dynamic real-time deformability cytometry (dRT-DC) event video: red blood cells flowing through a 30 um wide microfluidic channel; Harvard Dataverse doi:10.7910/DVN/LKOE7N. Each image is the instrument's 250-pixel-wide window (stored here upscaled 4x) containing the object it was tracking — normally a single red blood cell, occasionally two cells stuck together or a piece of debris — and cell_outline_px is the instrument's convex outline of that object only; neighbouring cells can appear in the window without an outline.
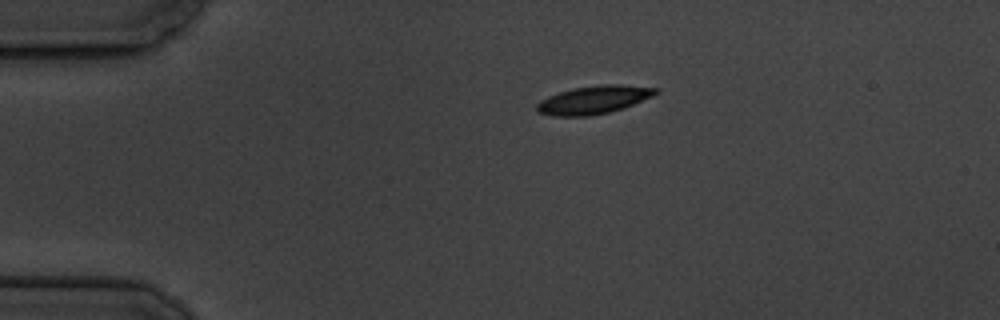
{"species": "common noctule bat (a hibernating species)", "species_latin": "Nyctalus noctula", "temperature_condition": "cold", "stored_images_in_passage": 9, "camera_frame_rate_fps": 3000, "um_per_image_px": 0.085, "animal": {"sex": "male", "body_mass_g": 19.5, "forearm_length_mm": 54.6}, "frame": {"image": 1, "passage_image": 1, "time_ms": 0.0, "image_size_px": [1000, 320], "cell_outline_px": [[660, 92], [652, 96], [624, 108], [608, 112], [588, 116], [552, 116], [540, 112], [536, 108], [536, 104], [540, 100], [548, 96], [572, 88], [600, 84], [620, 84], [660, 88]], "centroid_in_image_um": [50.49, 8.47], "position_along_channel_um": 34.5, "area_um2": 19.54}}
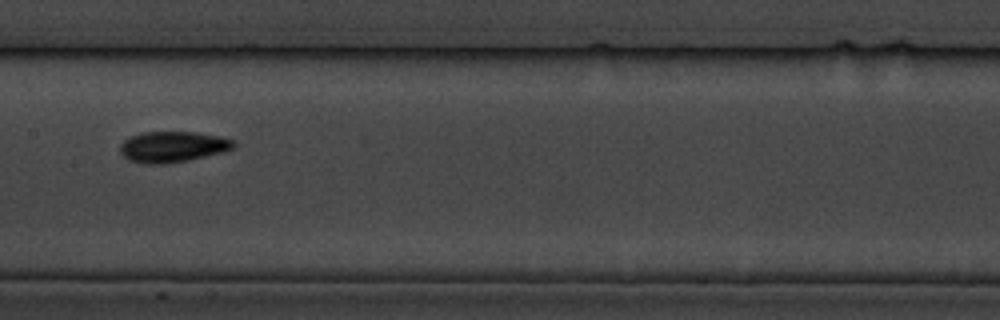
{"frame": {"image": 2, "passage_image": 6, "time_ms": 6.0, "image_size_px": [1000, 320], "cell_outline_px": [[236, 148], [224, 152], [188, 160], [168, 164], [148, 164], [128, 160], [120, 152], [120, 144], [124, 140], [140, 132], [196, 132], [220, 136], [236, 140]], "centroid_in_image_um": [14.72, 12.47], "position_along_channel_um": 192.7, "area_um2": 20.69}}
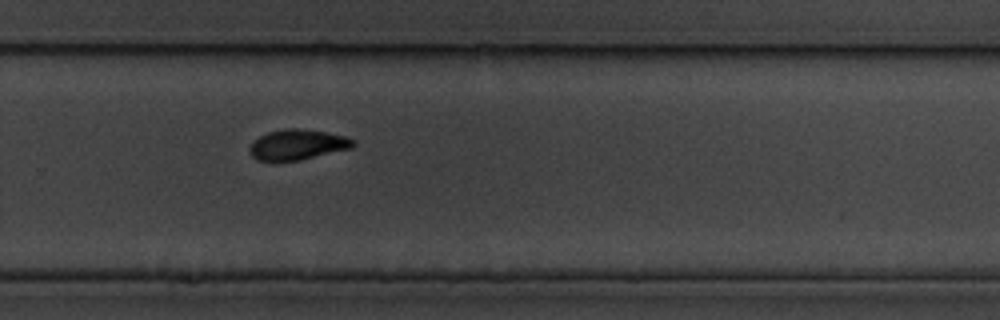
{"frame": {"image": 3, "passage_image": 9, "time_ms": 9.333, "image_size_px": [1000, 320], "cell_outline_px": [[356, 144], [352, 148], [300, 160], [256, 160], [252, 156], [252, 140], [268, 132], [284, 128], [300, 128], [324, 132], [344, 136], [356, 140]], "centroid_in_image_um": [25.33, 12.28], "position_along_channel_um": 304.5, "area_um2": 18.09}}